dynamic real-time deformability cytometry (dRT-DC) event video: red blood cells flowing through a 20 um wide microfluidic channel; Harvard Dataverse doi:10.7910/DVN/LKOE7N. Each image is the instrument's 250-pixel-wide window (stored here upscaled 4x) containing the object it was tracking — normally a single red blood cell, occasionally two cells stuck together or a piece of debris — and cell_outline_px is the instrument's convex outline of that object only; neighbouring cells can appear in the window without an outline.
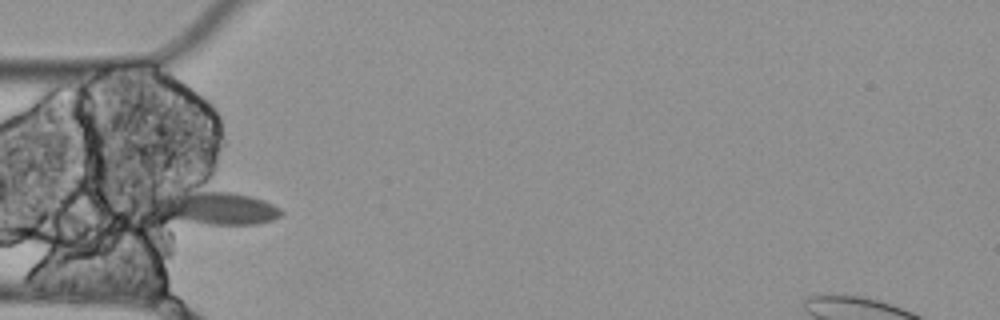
{"species": "Egyptian fruit bat (a non-hibernating species)", "species_latin": "Rousettus aegyptiacus", "temperature_condition": "cold", "stored_images_in_passage": 5, "camera_frame_rate_fps": 3000, "um_per_image_px": 0.085, "animal": {"sex": "female"}, "frame": {"image": 1, "passage_image": 5, "time_ms": 1.333, "image_size_px": [1000, 320], "cell_outline_px": [[284, 212], [280, 216], [272, 220], [256, 224], [208, 224], [168, 220], [140, 204], [140, 200], [148, 196], [200, 180], [252, 196], [264, 200], [280, 208]], "centroid_in_image_um": [17.89, 17.46], "position_along_channel_um": 67.1, "area_um2": 29.65}}